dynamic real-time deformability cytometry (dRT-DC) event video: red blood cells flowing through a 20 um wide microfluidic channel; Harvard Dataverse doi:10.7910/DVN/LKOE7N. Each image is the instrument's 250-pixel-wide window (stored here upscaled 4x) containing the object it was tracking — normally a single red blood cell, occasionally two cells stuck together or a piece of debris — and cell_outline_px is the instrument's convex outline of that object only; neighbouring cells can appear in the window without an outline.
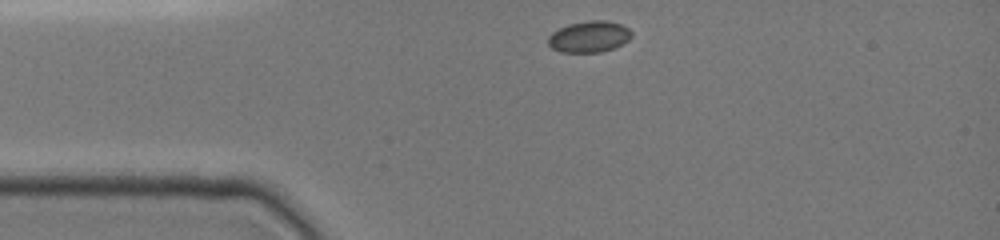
{"species": "common noctule bat (a hibernating species)", "species_latin": "Nyctalus noctula", "temperature_condition": "cold", "stored_images_in_passage": 7, "camera_frame_rate_fps": 3000, "um_per_image_px": 0.085, "animal": {"sex": "female", "body_mass_g": 19.0, "forearm_length_mm": 51.5}, "frame": {"image": 1, "passage_image": 1, "time_ms": 0.0, "image_size_px": [1000, 240], "cell_outline_px": [[632, 36], [628, 40], [612, 48], [600, 52], [560, 52], [552, 48], [548, 44], [548, 36], [552, 32], [568, 24], [588, 20], [608, 20], [620, 24], [628, 28], [632, 32]], "centroid_in_image_um": [50.06, 3.1], "position_along_channel_um": 34.9, "area_um2": 15.2}}
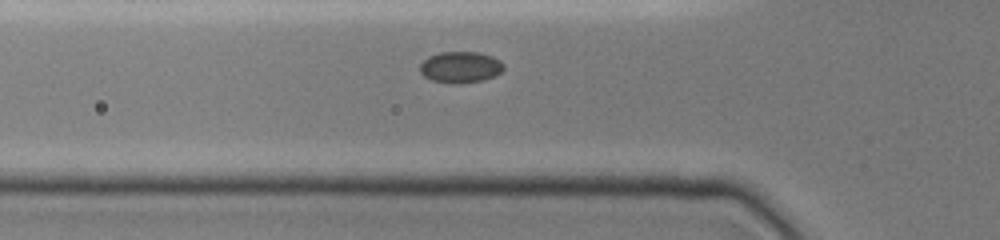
{"frame": {"image": 2, "passage_image": 6, "time_ms": 2.0, "image_size_px": [1000, 240], "cell_outline_px": [[504, 68], [500, 72], [484, 80], [460, 84], [452, 84], [432, 80], [424, 76], [420, 72], [420, 64], [428, 56], [440, 52], [480, 52], [492, 56], [500, 60], [504, 64]], "centroid_in_image_um": [39.13, 5.71], "position_along_channel_um": 86.7, "area_um2": 15.37}}